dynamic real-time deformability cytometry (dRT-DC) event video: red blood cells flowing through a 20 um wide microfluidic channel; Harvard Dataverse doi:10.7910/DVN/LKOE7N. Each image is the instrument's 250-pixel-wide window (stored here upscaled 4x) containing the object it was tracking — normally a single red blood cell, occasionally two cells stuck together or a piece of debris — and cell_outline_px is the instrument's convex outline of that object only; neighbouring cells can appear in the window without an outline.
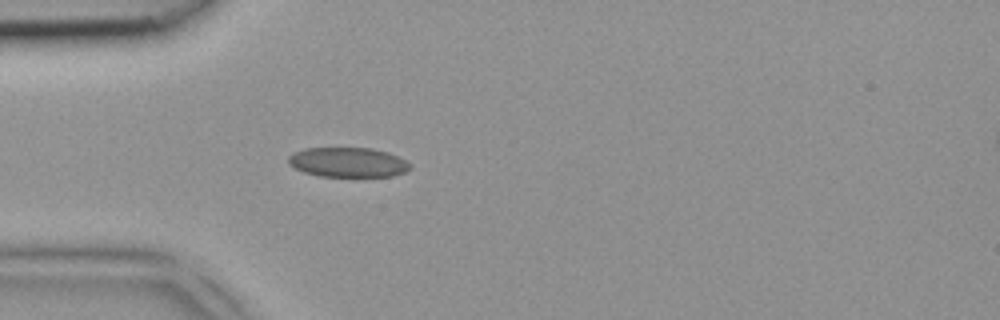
{"species": "common noctule bat (a hibernating species)", "species_latin": "Nyctalus noctula", "temperature_condition": "room temperature", "stored_images_in_passage": 3, "segment_of_instrument_passage": [1, 2], "camera_frame_rate_fps": 3000, "um_per_image_px": 0.085, "animal": {"sex": "female", "body_mass_g": 18.4}, "frame": {"image": 1, "passage_image": 2, "time_ms": 0.333, "image_size_px": [1000, 320], "cell_outline_px": [[412, 168], [404, 172], [392, 176], [320, 176], [304, 172], [288, 164], [288, 156], [292, 152], [304, 148], [372, 148], [388, 152], [412, 164]], "centroid_in_image_um": [29.56, 13.79], "position_along_channel_um": 55.4, "area_um2": 21.1}}